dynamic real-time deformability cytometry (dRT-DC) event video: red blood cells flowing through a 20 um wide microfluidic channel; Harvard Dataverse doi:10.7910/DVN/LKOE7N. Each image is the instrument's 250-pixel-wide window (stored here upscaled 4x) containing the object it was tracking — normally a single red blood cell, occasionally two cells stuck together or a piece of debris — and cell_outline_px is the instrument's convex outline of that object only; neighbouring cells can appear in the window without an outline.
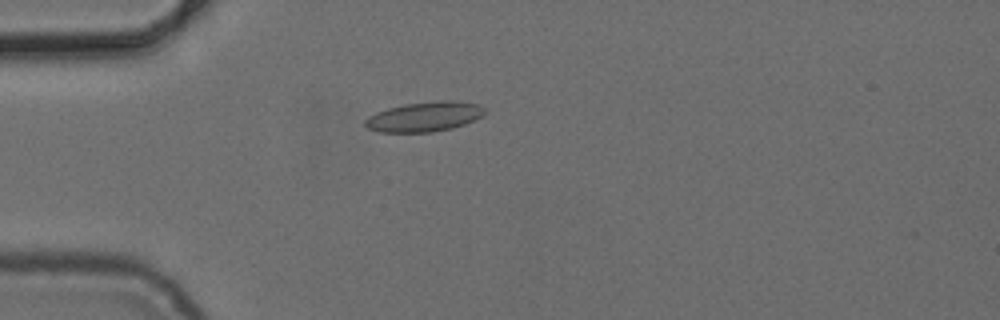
{"species": "common noctule bat (a hibernating species)", "species_latin": "Nyctalus noctula", "temperature_condition": "cold", "stored_images_in_passage": 6, "camera_frame_rate_fps": 3000, "um_per_image_px": 0.085, "animal": {"sex": "female", "body_mass_g": 24.6, "forearm_length_mm": 56.2}, "frame": {"image": 1, "passage_image": 5, "time_ms": 4.667, "image_size_px": [1000, 320], "cell_outline_px": [[484, 116], [464, 124], [452, 128], [432, 132], [380, 132], [368, 128], [364, 124], [364, 120], [368, 116], [376, 112], [388, 108], [404, 104], [440, 100], [452, 100], [480, 104], [484, 108]], "centroid_in_image_um": [36.08, 9.91], "position_along_channel_um": 48.9, "area_um2": 20.87}}